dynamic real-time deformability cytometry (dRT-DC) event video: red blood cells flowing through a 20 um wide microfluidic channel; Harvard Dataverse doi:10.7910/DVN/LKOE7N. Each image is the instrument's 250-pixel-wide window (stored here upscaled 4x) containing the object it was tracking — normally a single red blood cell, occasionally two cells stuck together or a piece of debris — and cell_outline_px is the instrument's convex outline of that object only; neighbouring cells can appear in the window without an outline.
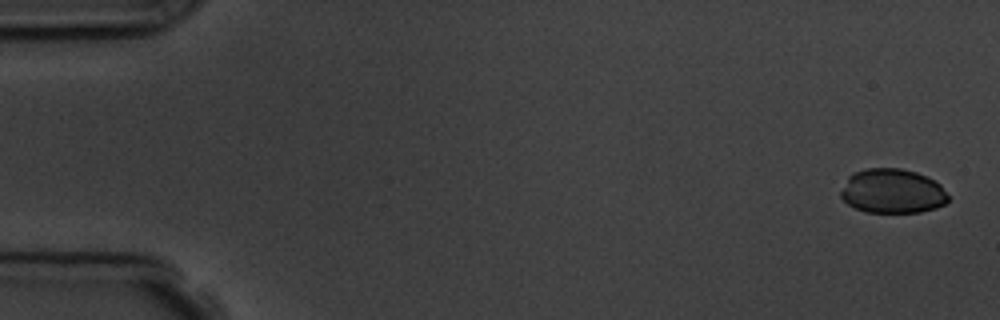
{"species": "common noctule bat (a hibernating species)", "species_latin": "Nyctalus noctula", "temperature_condition": "room temperature", "stored_images_in_passage": 5, "camera_frame_rate_fps": 3000, "um_per_image_px": 0.085, "animal": {"sex": "male", "body_mass_g": 19.5, "forearm_length_mm": 54.6}, "frame": {"image": 1, "passage_image": 1, "time_ms": 0.0, "image_size_px": [1000, 320], "cell_outline_px": [[948, 200], [944, 204], [936, 208], [920, 212], [864, 212], [848, 204], [840, 196], [840, 192], [848, 176], [864, 168], [900, 168], [916, 172], [940, 184], [948, 196]], "centroid_in_image_um": [75.83, 16.25], "position_along_channel_um": 9.2, "area_um2": 27.69}}